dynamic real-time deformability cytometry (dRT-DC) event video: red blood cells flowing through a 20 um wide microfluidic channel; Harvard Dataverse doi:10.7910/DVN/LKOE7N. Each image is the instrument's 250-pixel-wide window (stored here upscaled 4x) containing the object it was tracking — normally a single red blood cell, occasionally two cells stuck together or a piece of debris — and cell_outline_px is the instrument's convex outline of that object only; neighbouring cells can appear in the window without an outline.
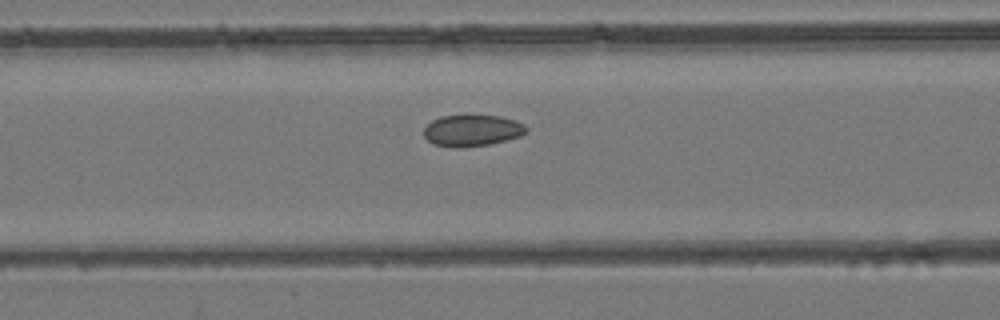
{"species": "common noctule bat (a hibernating species)", "species_latin": "Nyctalus noctula", "temperature_condition": "room temperature", "stored_images_in_passage": 36, "camera_frame_rate_fps": 3000, "um_per_image_px": 0.085, "animal": {"sex": "female", "body_mass_g": 24.6, "forearm_length_mm": 56.2}, "frame": {"image": 1, "passage_image": 17, "time_ms": 5.333, "image_size_px": [1000, 320], "cell_outline_px": [[528, 132], [520, 136], [508, 140], [488, 144], [460, 148], [452, 148], [432, 144], [424, 136], [424, 128], [432, 120], [440, 116], [500, 116], [516, 120], [524, 124], [528, 128]], "centroid_in_image_um": [40.14, 11.11], "position_along_channel_um": 126.5, "area_um2": 18.9}}
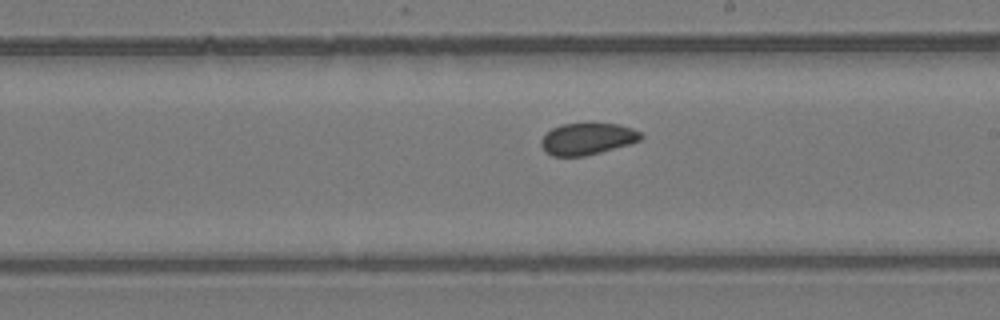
{"frame": {"image": 2, "passage_image": 25, "time_ms": 8.0, "image_size_px": [1000, 320], "cell_outline_px": [[644, 136], [640, 140], [628, 144], [600, 152], [584, 156], [552, 156], [544, 152], [540, 144], [540, 140], [552, 128], [560, 124], [588, 120], [592, 120], [620, 124], [632, 128], [640, 132]], "centroid_in_image_um": [49.91, 11.74], "position_along_channel_um": 239.1, "area_um2": 19.25}}
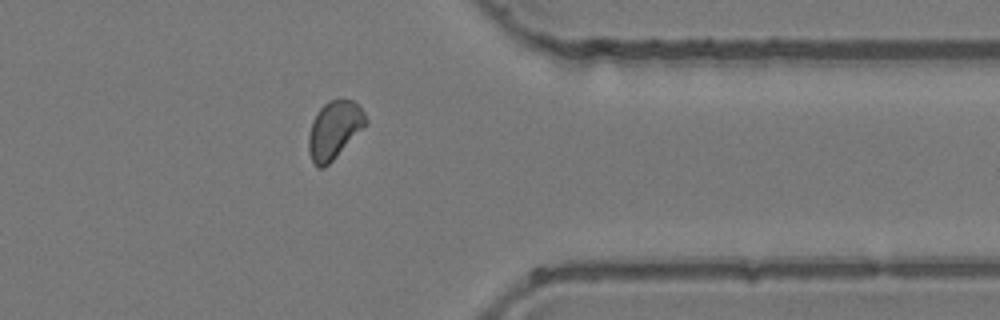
{"frame": {"image": 3, "passage_image": 36, "time_ms": 11.667, "image_size_px": [1000, 320], "cell_outline_px": [[368, 124], [324, 168], [316, 168], [308, 152], [308, 136], [312, 120], [316, 112], [328, 100], [352, 100], [364, 112], [368, 120]], "centroid_in_image_um": [28.4, 11.05], "position_along_channel_um": 383.0, "area_um2": 19.25}}